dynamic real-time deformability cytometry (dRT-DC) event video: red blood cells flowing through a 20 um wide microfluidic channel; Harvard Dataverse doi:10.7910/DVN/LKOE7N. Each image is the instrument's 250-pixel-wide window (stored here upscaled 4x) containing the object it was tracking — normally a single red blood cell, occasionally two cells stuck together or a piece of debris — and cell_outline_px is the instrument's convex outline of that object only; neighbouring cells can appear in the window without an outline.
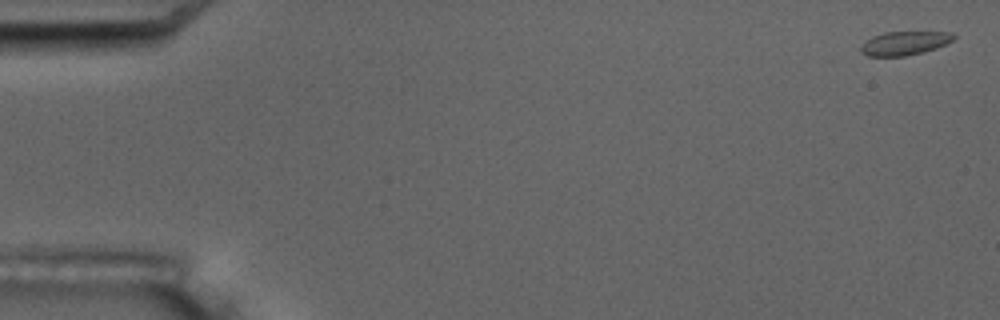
{"species": "common noctule bat (a hibernating species)", "species_latin": "Nyctalus noctula", "temperature_condition": "room temperature", "stored_images_in_passage": 9, "camera_frame_rate_fps": 3000, "um_per_image_px": 0.085, "animal": {"sex": "male", "body_mass_g": 17.5, "forearm_length_mm": 52.3}, "frame": {"image": 1, "passage_image": 1, "time_ms": 0.0, "image_size_px": [1000, 320], "cell_outline_px": [[956, 36], [952, 40], [936, 48], [924, 52], [904, 56], [868, 56], [860, 52], [860, 48], [872, 36], [884, 32], [952, 32]], "centroid_in_image_um": [76.89, 3.67], "position_along_channel_um": 8.1, "area_um2": 12.72}}